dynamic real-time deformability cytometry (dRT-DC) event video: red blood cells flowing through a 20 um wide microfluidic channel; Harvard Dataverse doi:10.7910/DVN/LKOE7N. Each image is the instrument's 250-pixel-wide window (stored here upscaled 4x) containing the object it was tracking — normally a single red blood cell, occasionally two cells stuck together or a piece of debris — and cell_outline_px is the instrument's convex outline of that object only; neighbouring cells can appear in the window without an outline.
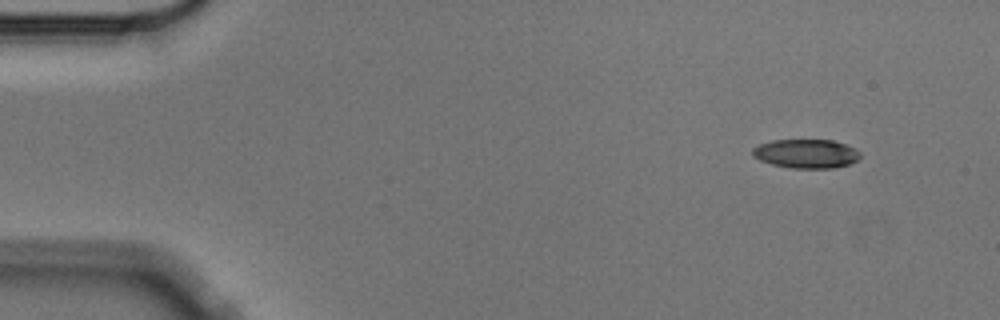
{"species": "Egyptian fruit bat (a non-hibernating species)", "species_latin": "Rousettus aegyptiacus", "temperature_condition": "cold", "stored_images_in_passage": 4, "camera_frame_rate_fps": 3000, "um_per_image_px": 0.085, "animal": {"sex": "male"}, "frame": {"image": 1, "passage_image": 1, "time_ms": 0.0, "image_size_px": [1000, 320], "cell_outline_px": [[860, 156], [856, 160], [848, 164], [836, 168], [792, 168], [772, 164], [760, 160], [752, 156], [752, 148], [760, 144], [772, 140], [832, 140], [856, 148], [860, 152]], "centroid_in_image_um": [68.51, 13.06], "position_along_channel_um": 16.5, "area_um2": 18.15}}
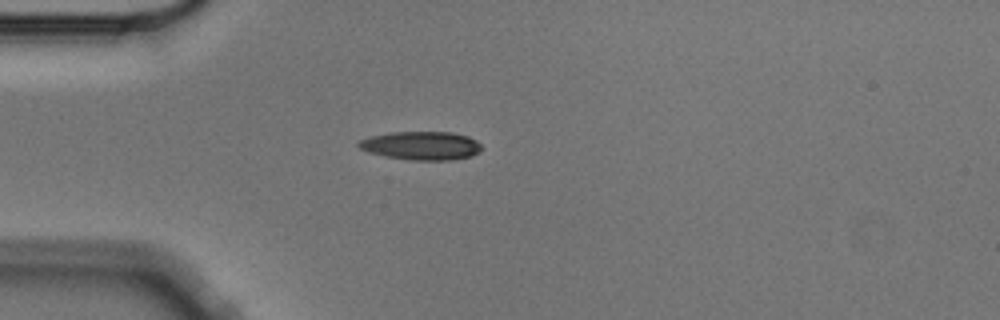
{"frame": {"image": 2, "passage_image": 3, "time_ms": 0.667, "image_size_px": [1000, 320], "cell_outline_px": [[480, 152], [472, 156], [452, 160], [412, 160], [388, 156], [368, 152], [360, 148], [356, 144], [360, 140], [372, 136], [392, 132], [452, 132], [468, 136], [476, 140], [480, 144]], "centroid_in_image_um": [35.84, 12.38], "position_along_channel_um": 49.2, "area_um2": 20.29}}